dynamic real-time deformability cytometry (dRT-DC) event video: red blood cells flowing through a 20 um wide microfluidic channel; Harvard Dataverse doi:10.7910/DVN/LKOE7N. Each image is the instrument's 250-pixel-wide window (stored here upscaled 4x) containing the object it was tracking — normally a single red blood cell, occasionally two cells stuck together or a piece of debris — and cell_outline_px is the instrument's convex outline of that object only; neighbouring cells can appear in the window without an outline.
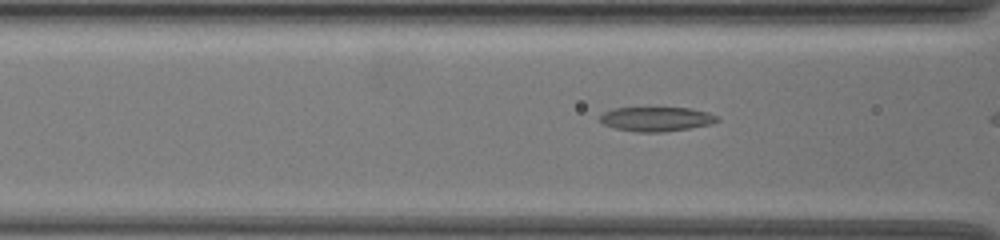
{"species": "common noctule bat (a hibernating species)", "species_latin": "Nyctalus noctula", "temperature_condition": "warm", "stored_images_in_passage": 5, "camera_frame_rate_fps": 3000, "um_per_image_px": 0.085, "animal": {"sex": "female", "body_mass_g": 19.5, "forearm_length_mm": 54.1}, "frame": {"image": 1, "passage_image": 3, "time_ms": 0.667, "image_size_px": [1000, 240], "cell_outline_px": [[720, 120], [712, 124], [688, 128], [660, 132], [636, 132], [616, 128], [604, 124], [600, 120], [600, 116], [604, 112], [612, 108], [688, 108], [708, 112], [716, 116]], "centroid_in_image_um": [55.79, 10.12], "position_along_channel_um": 110.8, "area_um2": 16.47}}